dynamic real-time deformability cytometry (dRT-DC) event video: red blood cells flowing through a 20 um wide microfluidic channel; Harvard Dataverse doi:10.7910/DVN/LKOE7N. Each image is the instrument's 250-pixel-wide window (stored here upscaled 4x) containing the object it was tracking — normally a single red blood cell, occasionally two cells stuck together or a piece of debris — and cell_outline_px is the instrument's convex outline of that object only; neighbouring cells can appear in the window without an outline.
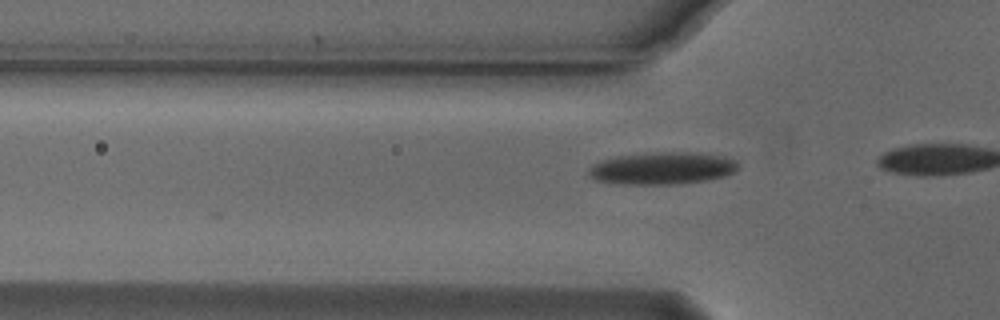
{"species": "Egyptian fruit bat (a non-hibernating species)", "species_latin": "Rousettus aegyptiacus", "temperature_condition": "cold", "stored_images_in_passage": 7, "camera_frame_rate_fps": 3000, "um_per_image_px": 0.085, "animal": {"sex": "male"}, "frame": {"image": 1, "passage_image": 4, "time_ms": 1.0, "image_size_px": [1000, 320], "cell_outline_px": [[740, 168], [724, 176], [704, 180], [676, 184], [616, 184], [596, 180], [588, 176], [588, 168], [592, 164], [616, 156], [656, 152], [700, 152], [724, 156], [736, 160], [740, 164]], "centroid_in_image_um": [56.3, 14.29], "position_along_channel_um": 69.5, "area_um2": 28.32}}